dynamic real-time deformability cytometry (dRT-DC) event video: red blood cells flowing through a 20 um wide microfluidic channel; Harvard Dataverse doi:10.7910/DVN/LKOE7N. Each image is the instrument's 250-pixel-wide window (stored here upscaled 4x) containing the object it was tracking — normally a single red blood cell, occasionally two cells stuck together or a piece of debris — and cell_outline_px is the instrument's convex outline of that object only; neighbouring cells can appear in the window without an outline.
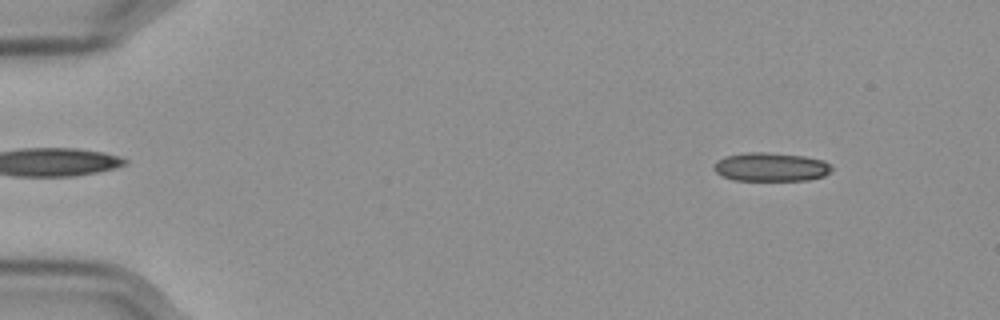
{"species": "Egyptian fruit bat (a non-hibernating species)", "species_latin": "Rousettus aegyptiacus", "temperature_condition": "cold", "stored_images_in_passage": 56, "camera_frame_rate_fps": 3000, "um_per_image_px": 0.085, "frame": {"image": 1, "passage_image": 6, "time_ms": 1.667, "image_size_px": [1000, 320], "cell_outline_px": [[832, 172], [824, 176], [808, 180], [732, 180], [716, 172], [712, 168], [716, 160], [724, 156], [748, 152], [764, 152], [804, 156], [824, 160], [832, 168]], "centroid_in_image_um": [65.51, 14.19], "position_along_channel_um": 19.5, "area_um2": 19.77}}
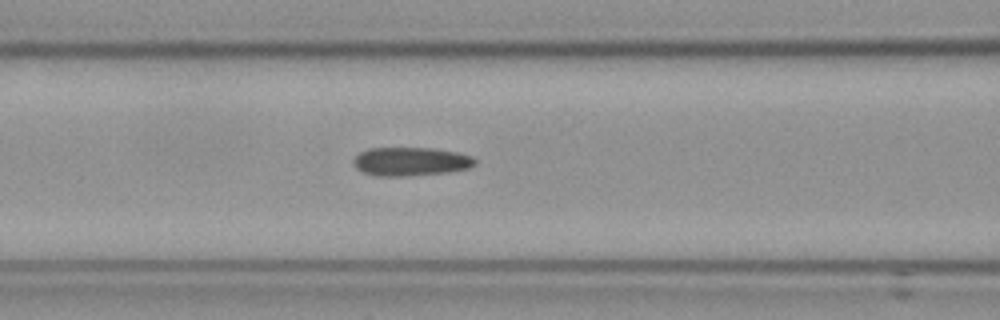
{"frame": {"image": 2, "passage_image": 24, "time_ms": 7.667, "image_size_px": [1000, 320], "cell_outline_px": [[476, 164], [468, 168], [448, 172], [404, 176], [376, 176], [364, 172], [356, 168], [352, 160], [360, 152], [368, 148], [432, 148], [456, 152], [472, 156], [476, 160]], "centroid_in_image_um": [34.9, 13.72], "position_along_channel_um": 131.7, "area_um2": 20.23}}
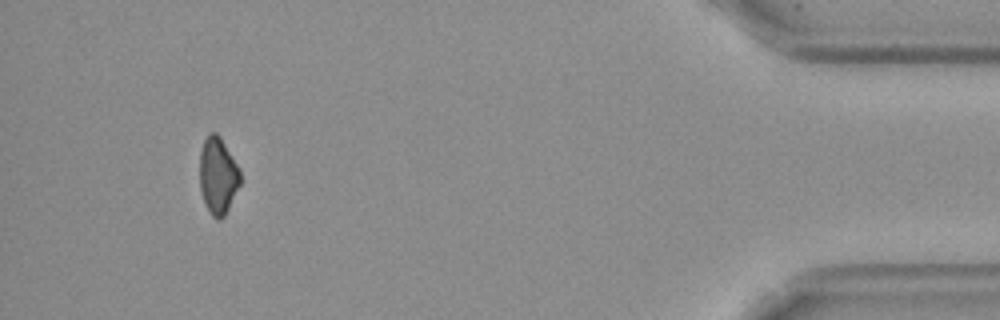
{"frame": {"image": 3, "passage_image": 53, "time_ms": 17.333, "image_size_px": [1000, 320], "cell_outline_px": [[240, 184], [224, 216], [220, 220], [212, 216], [204, 200], [200, 188], [200, 152], [204, 140], [208, 132], [216, 132], [220, 136], [240, 168]], "centroid_in_image_um": [18.53, 14.89], "position_along_channel_um": 416.7, "area_um2": 18.03}, "authors_computed_cell_mechanics": {"area_um2": 20.1722, "velocity_mm_per_s": 3.5842, "shape_relaxation_time_tau1_ms": null, "shape_relaxation_time_tau2_ms": 8.8109, "deformation_change_tau1": null, "deformation_change_tau2": 0.1768}}